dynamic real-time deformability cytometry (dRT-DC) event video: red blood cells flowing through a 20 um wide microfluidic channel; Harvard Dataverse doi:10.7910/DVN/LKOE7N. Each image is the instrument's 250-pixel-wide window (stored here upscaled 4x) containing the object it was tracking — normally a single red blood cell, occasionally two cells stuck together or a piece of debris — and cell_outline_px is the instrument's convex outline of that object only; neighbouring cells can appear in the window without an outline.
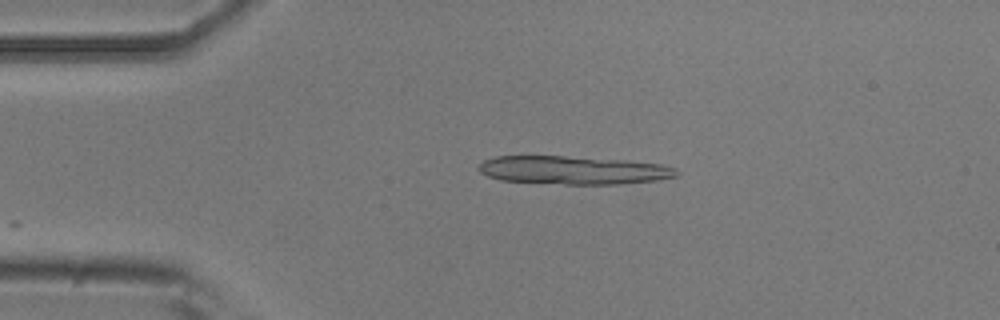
{"species": "common noctule bat (a hibernating species)", "species_latin": "Nyctalus noctula", "temperature_condition": "room temperature", "stored_images_in_passage": 7, "camera_frame_rate_fps": 3000, "um_per_image_px": 0.085, "animal": {"sex": "male", "body_mass_g": 20.5, "forearm_length_mm": 52.5}, "frame": {"image": 1, "passage_image": 1, "time_ms": 0.0, "image_size_px": [1000, 320], "cell_outline_px": [[680, 172], [676, 176], [656, 180], [620, 184], [564, 184], [500, 180], [488, 176], [480, 172], [476, 168], [484, 160], [496, 156], [564, 156], [628, 160], [660, 164], [676, 168]], "centroid_in_image_um": [48.73, 14.46], "position_along_channel_um": 36.3, "area_um2": 32.66}}